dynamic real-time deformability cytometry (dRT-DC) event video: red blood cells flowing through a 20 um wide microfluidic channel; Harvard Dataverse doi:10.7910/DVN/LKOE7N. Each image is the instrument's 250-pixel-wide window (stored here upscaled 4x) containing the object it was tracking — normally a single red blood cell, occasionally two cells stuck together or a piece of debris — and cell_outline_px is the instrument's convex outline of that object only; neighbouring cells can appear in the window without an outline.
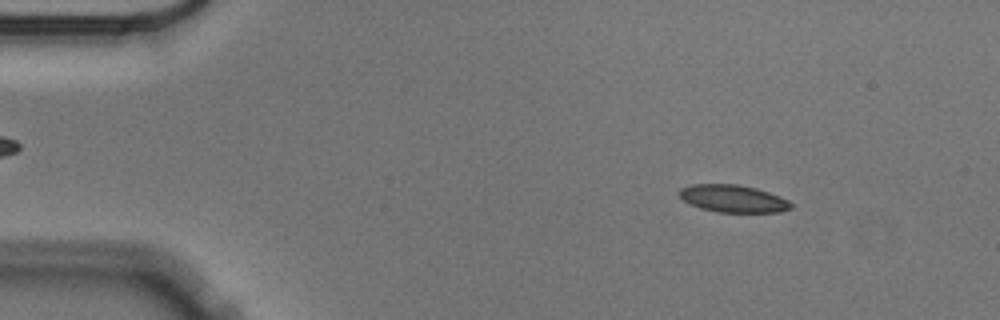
{"species": "Egyptian fruit bat (a non-hibernating species)", "species_latin": "Rousettus aegyptiacus", "temperature_condition": "cold", "stored_images_in_passage": 56, "camera_frame_rate_fps": 3000, "um_per_image_px": 0.085, "animal": {"sex": "male"}, "frame": {"image": 1, "passage_image": 7, "time_ms": 2.0, "image_size_px": [1000, 320], "cell_outline_px": [[792, 208], [780, 212], [716, 212], [700, 208], [684, 200], [680, 196], [680, 188], [692, 184], [736, 184], [756, 188], [780, 196], [788, 200], [792, 204]], "centroid_in_image_um": [62.33, 16.88], "position_along_channel_um": 22.7, "area_um2": 17.74}}
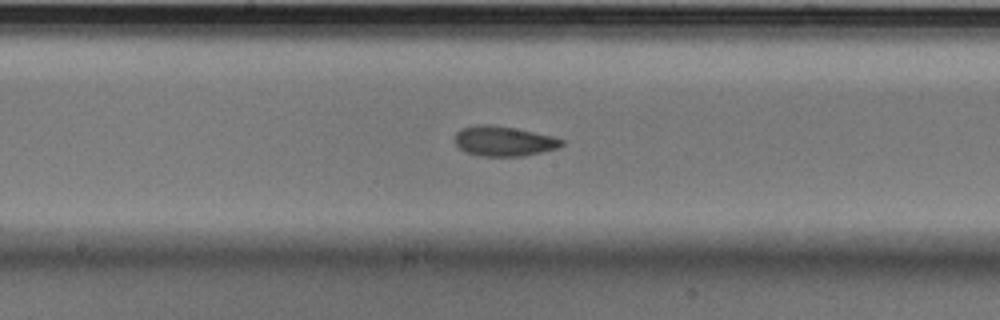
{"frame": {"image": 2, "passage_image": 29, "time_ms": 9.333, "image_size_px": [1000, 320], "cell_outline_px": [[564, 144], [560, 148], [524, 156], [480, 156], [468, 152], [460, 148], [452, 140], [456, 132], [460, 128], [476, 124], [488, 124], [516, 128], [552, 136], [564, 140]], "centroid_in_image_um": [42.81, 11.99], "position_along_channel_um": 205.4, "area_um2": 18.9}}
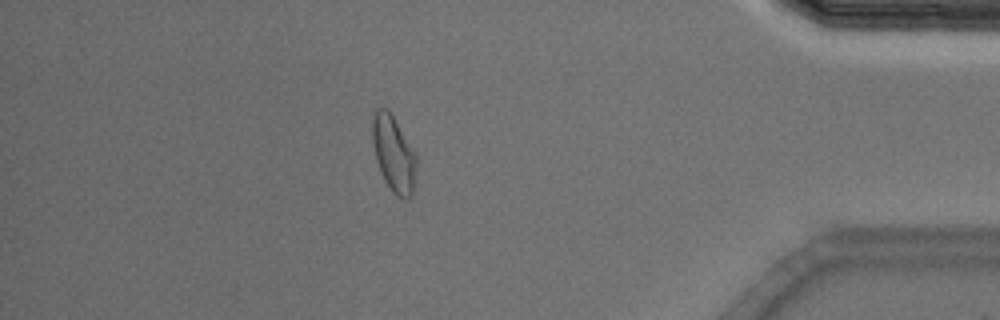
{"frame": {"image": 3, "passage_image": 49, "time_ms": 16.0, "image_size_px": [1000, 320], "cell_outline_px": [[416, 164], [412, 196], [408, 200], [404, 200], [396, 196], [392, 192], [384, 180], [376, 160], [372, 144], [372, 120], [376, 108], [388, 108], [416, 152]], "centroid_in_image_um": [33.46, 13.08], "position_along_channel_um": 401.7, "area_um2": 19.77}, "authors_computed_cell_mechanics": {"area_um2": 18.7272, "velocity_mm_per_s": 3.5271, "shape_relaxation_time_tau1_ms": 5.4198, "shape_relaxation_time_tau2_ms": 2.1556, "deformation_change_tau1": 0.1407, "deformation_change_tau2": 0.0864}}